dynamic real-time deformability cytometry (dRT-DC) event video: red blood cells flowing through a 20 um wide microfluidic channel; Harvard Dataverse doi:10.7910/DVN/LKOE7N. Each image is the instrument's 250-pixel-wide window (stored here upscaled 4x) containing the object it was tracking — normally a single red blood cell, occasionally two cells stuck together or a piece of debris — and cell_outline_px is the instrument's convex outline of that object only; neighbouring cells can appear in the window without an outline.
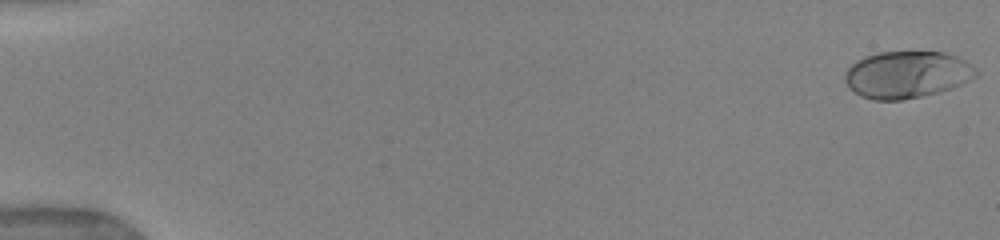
{"species": "human", "species_latin": "Homo sapiens", "temperature_condition": "warm", "stored_images_in_passage": 21, "camera_frame_rate_fps": 3000, "um_per_image_px": 0.085, "donor": {"sex": "female"}, "frame": {"image": 1, "passage_image": 1, "time_ms": 0.0, "image_size_px": [1000, 240], "cell_outline_px": [[976, 76], [952, 88], [940, 92], [904, 100], [872, 100], [860, 96], [848, 88], [844, 80], [844, 76], [848, 68], [856, 60], [864, 56], [880, 52], [944, 52], [956, 56], [972, 64], [976, 68]], "centroid_in_image_um": [77.05, 6.35], "position_along_channel_um": 7.9, "area_um2": 36.07}}
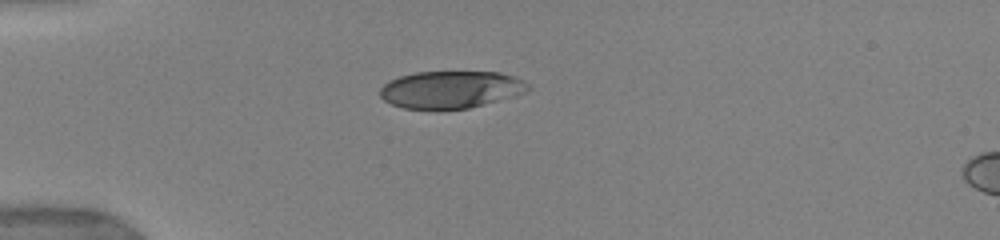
{"frame": {"image": 2, "passage_image": 17, "time_ms": 4.667, "image_size_px": [1000, 240], "cell_outline_px": [[532, 88], [524, 92], [484, 104], [468, 108], [404, 108], [392, 104], [384, 100], [380, 96], [380, 88], [388, 80], [400, 76], [416, 72], [500, 72], [524, 80]], "centroid_in_image_um": [38.3, 7.59], "position_along_channel_um": 46.7, "area_um2": 31.73}}